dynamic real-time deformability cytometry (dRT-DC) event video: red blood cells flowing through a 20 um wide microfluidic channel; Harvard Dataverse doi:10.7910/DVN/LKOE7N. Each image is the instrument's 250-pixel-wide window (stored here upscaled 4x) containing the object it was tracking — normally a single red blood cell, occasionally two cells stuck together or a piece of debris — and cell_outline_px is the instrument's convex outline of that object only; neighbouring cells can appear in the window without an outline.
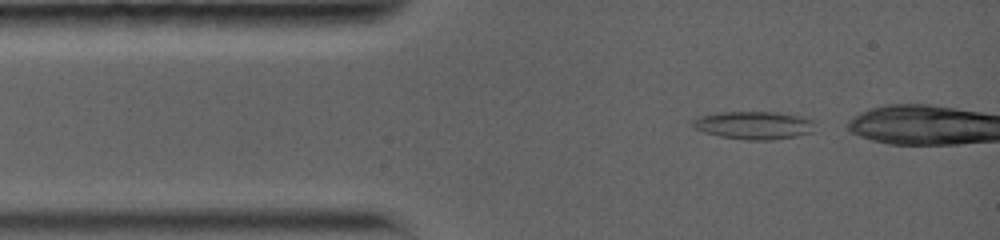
{"species": "common noctule bat (a hibernating species)", "species_latin": "Nyctalus noctula", "temperature_condition": "warm", "stored_images_in_passage": 14, "camera_frame_rate_fps": 5000, "um_per_image_px": 0.085, "animal": {"sex": "female", "body_mass_g": 19.0, "forearm_length_mm": 56.7}, "frame": {"image": 1, "passage_image": 2, "time_ms": 0.2, "image_size_px": [1000, 240], "cell_outline_px": [[812, 132], [796, 136], [772, 140], [748, 140], [720, 136], [704, 132], [692, 128], [692, 120], [696, 116], [716, 112], [776, 112], [800, 116], [812, 120]], "centroid_in_image_um": [63.99, 10.64], "position_along_channel_um": 21.0, "area_um2": 19.94}}
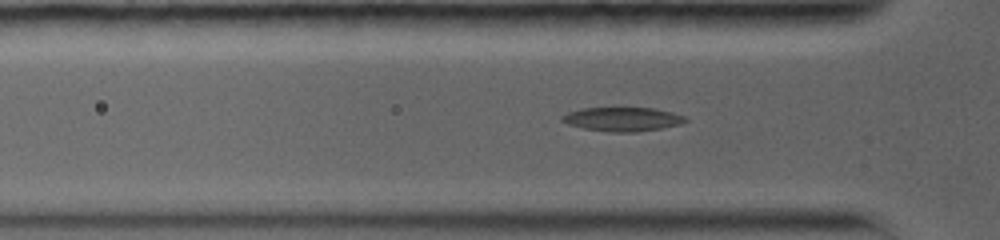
{"frame": {"image": 2, "passage_image": 10, "time_ms": 2.4, "image_size_px": [1000, 240], "cell_outline_px": [[688, 120], [680, 124], [660, 128], [636, 132], [612, 132], [584, 128], [568, 124], [560, 120], [560, 116], [568, 112], [580, 108], [652, 108], [672, 112], [684, 116]], "centroid_in_image_um": [52.88, 10.12], "position_along_channel_um": 72.9, "area_um2": 17.11}}